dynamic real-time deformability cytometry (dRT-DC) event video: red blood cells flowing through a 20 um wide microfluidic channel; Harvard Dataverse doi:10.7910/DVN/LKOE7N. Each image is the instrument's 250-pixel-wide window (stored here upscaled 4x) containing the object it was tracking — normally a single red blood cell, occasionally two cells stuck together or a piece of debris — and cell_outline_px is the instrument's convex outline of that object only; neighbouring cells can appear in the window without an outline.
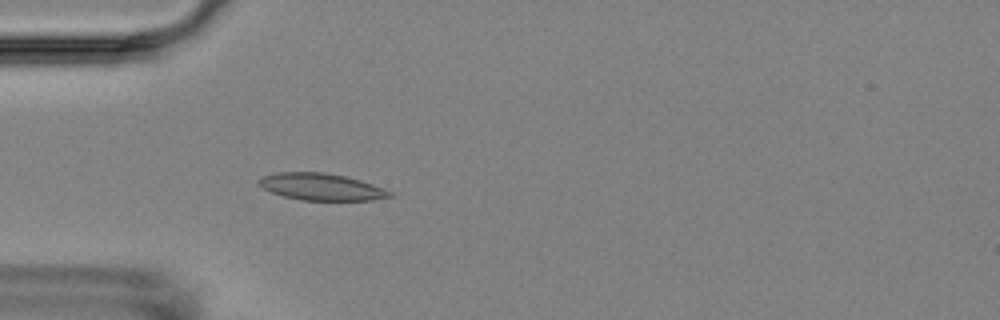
{"species": "Egyptian fruit bat (a non-hibernating species)", "species_latin": "Rousettus aegyptiacus", "temperature_condition": "room temperature", "stored_images_in_passage": 4, "camera_frame_rate_fps": 3000, "um_per_image_px": 0.085, "animal": {"sex": "female"}, "frame": {"image": 1, "passage_image": 4, "time_ms": 3.333, "image_size_px": [1000, 320], "cell_outline_px": [[392, 196], [372, 200], [300, 200], [284, 196], [272, 192], [256, 184], [256, 180], [264, 176], [276, 172], [324, 172], [344, 176], [360, 180], [384, 188], [392, 192]], "centroid_in_image_um": [27.28, 15.87], "position_along_channel_um": 57.7, "area_um2": 20.46}}